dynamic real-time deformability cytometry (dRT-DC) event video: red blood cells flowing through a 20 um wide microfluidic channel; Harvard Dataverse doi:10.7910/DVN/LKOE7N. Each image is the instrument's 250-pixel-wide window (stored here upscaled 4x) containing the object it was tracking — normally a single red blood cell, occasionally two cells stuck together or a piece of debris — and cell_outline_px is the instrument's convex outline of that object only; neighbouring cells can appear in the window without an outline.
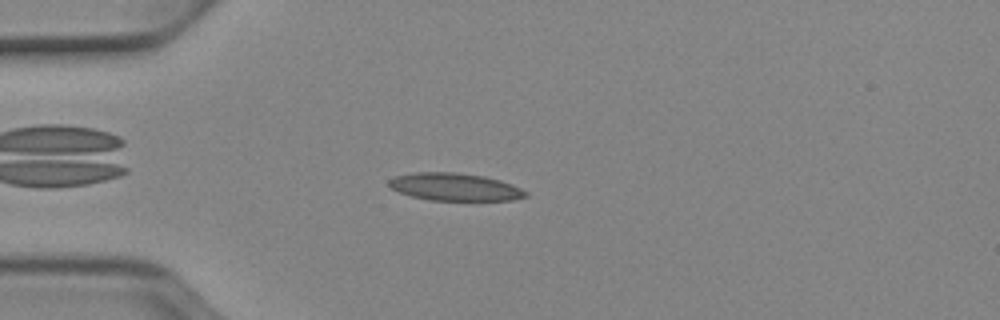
{"species": "Egyptian fruit bat (a non-hibernating species)", "species_latin": "Rousettus aegyptiacus", "temperature_condition": "cold", "stored_images_in_passage": 44, "camera_frame_rate_fps": 3000, "um_per_image_px": 0.085, "animal": {"sex": "female"}, "frame": {"image": 1, "passage_image": 6, "time_ms": 1.667, "image_size_px": [1000, 320], "cell_outline_px": [[528, 196], [512, 200], [428, 200], [412, 196], [400, 192], [392, 188], [388, 184], [388, 180], [392, 176], [416, 172], [456, 172], [484, 176], [500, 180], [512, 184], [528, 192]], "centroid_in_image_um": [38.65, 15.88], "position_along_channel_um": 46.3, "area_um2": 22.02}}
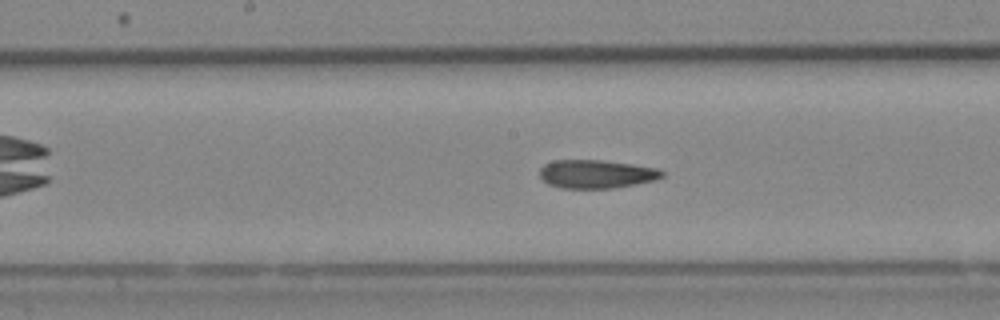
{"frame": {"image": 2, "passage_image": 19, "time_ms": 6.0, "image_size_px": [1000, 320], "cell_outline_px": [[664, 176], [656, 180], [636, 184], [612, 188], [560, 188], [548, 184], [540, 176], [540, 168], [544, 164], [552, 160], [600, 160], [632, 164], [656, 168], [664, 172]], "centroid_in_image_um": [50.68, 14.79], "position_along_channel_um": 197.5, "area_um2": 20.29}}
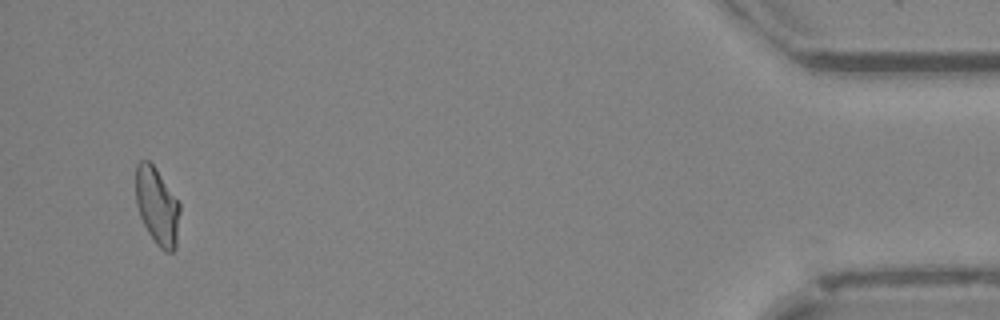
{"frame": {"image": 3, "passage_image": 42, "time_ms": 13.667, "image_size_px": [1000, 320], "cell_outline_px": [[180, 212], [176, 248], [172, 252], [164, 252], [156, 244], [148, 232], [140, 216], [136, 204], [136, 164], [140, 160], [148, 160], [156, 168], [180, 204]], "centroid_in_image_um": [13.36, 17.54], "position_along_channel_um": 421.8, "area_um2": 19.88}, "authors_computed_cell_mechanics": {"area_um2": 20.6635, "velocity_mm_per_s": 3.9235, "shape_relaxation_time_tau1_ms": 9.0573, "shape_relaxation_time_tau2_ms": 2.8139, "deformation_change_tau1": 0.2135, "deformation_change_tau2": 0.1175}}